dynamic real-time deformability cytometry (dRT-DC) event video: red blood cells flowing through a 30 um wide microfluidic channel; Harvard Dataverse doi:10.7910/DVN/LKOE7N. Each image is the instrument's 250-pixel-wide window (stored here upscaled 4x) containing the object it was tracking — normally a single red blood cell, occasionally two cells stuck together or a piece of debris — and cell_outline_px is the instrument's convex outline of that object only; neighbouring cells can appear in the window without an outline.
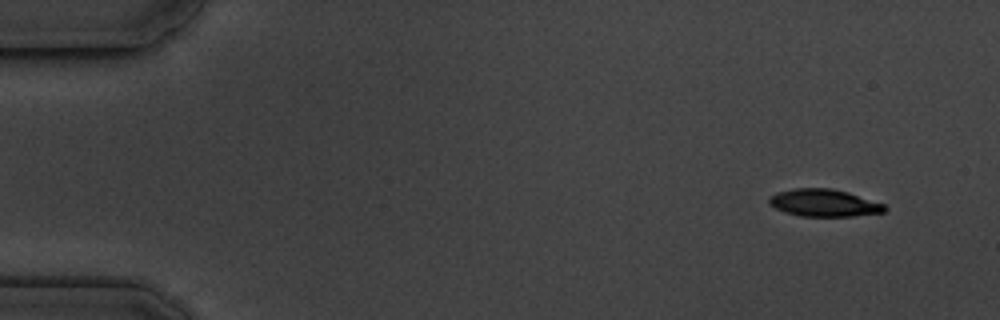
{"species": "common noctule bat (a hibernating species)", "species_latin": "Nyctalus noctula", "temperature_condition": "cold", "stored_images_in_passage": 16, "camera_frame_rate_fps": 3000, "um_per_image_px": 0.085, "animal": {"sex": "male", "body_mass_g": 19.5, "forearm_length_mm": 54.6}, "frame": {"image": 1, "passage_image": 1, "time_ms": 0.0, "image_size_px": [1000, 320], "cell_outline_px": [[888, 208], [884, 212], [852, 216], [800, 216], [784, 212], [768, 204], [768, 200], [776, 192], [796, 188], [832, 188], [848, 192], [884, 204]], "centroid_in_image_um": [70.03, 17.24], "position_along_channel_um": 15.0, "area_um2": 18.38}}
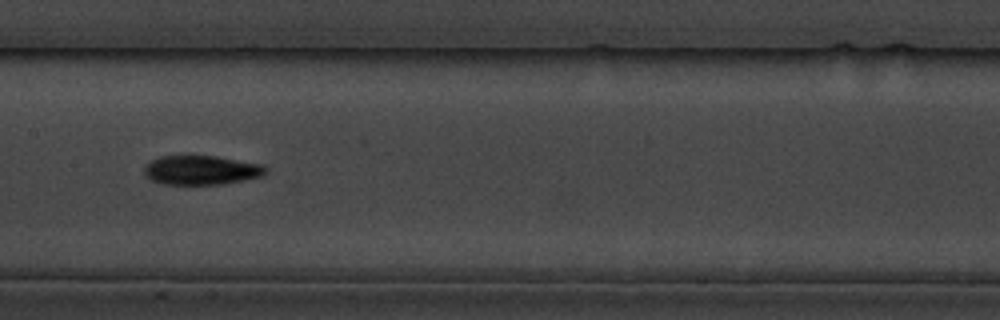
{"frame": {"image": 2, "passage_image": 8, "time_ms": 8.0, "image_size_px": [1000, 320], "cell_outline_px": [[268, 172], [264, 176], [224, 184], [164, 184], [152, 180], [144, 172], [144, 168], [152, 160], [160, 156], [216, 156], [264, 164], [268, 168]], "centroid_in_image_um": [17.2, 14.46], "position_along_channel_um": 190.2, "area_um2": 20.75}}
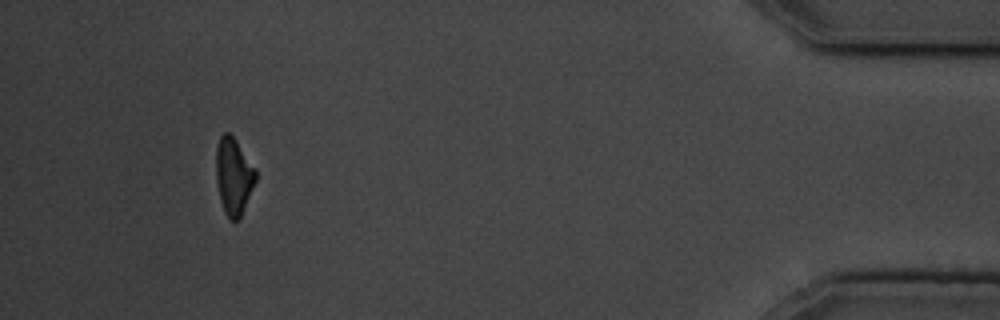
{"frame": {"image": 3, "passage_image": 15, "time_ms": 16.0, "image_size_px": [1000, 320], "cell_outline_px": [[256, 180], [240, 216], [236, 220], [228, 220], [224, 212], [220, 200], [216, 180], [216, 148], [220, 136], [224, 132], [228, 132], [236, 140], [256, 168]], "centroid_in_image_um": [19.84, 14.95], "position_along_channel_um": 415.4, "area_um2": 17.69}, "authors_computed_cell_mechanics": {"area_um2": 19.5075, "velocity_mm_per_s": 3.5939, "shape_relaxation_time_tau1_ms": 2.8533, "shape_relaxation_time_tau2_ms": null, "deformation_change_tau1": 0.1243, "deformation_change_tau2": null}}